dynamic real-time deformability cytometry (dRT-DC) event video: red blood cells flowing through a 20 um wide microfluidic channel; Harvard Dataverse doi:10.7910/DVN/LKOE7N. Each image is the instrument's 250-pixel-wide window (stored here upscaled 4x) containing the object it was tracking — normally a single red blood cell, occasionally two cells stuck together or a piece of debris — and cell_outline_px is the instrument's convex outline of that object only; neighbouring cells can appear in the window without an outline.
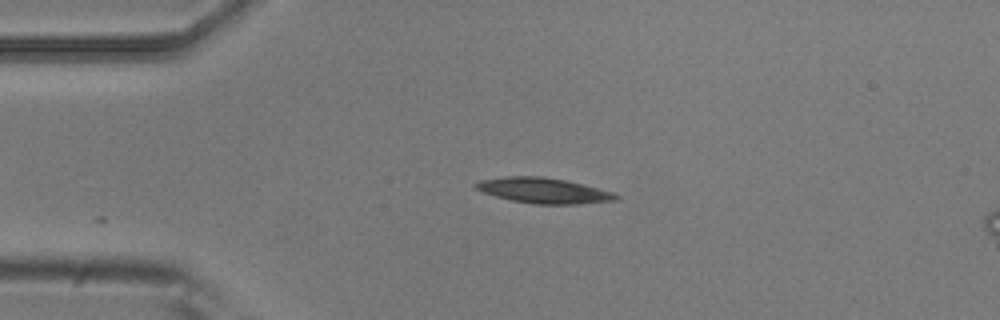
{"species": "common noctule bat (a hibernating species)", "species_latin": "Nyctalus noctula", "temperature_condition": "room temperature", "stored_images_in_passage": 2, "camera_frame_rate_fps": 3000, "um_per_image_px": 0.085, "animal": {"sex": "male", "body_mass_g": 20.5, "forearm_length_mm": 52.5}, "frame": {"image": 1, "passage_image": 1, "time_ms": 0.0, "image_size_px": [1000, 320], "cell_outline_px": [[620, 200], [576, 204], [536, 204], [512, 200], [496, 196], [484, 192], [476, 188], [472, 184], [480, 180], [504, 176], [540, 176], [564, 180], [612, 192], [620, 196]], "centroid_in_image_um": [46.19, 16.2], "position_along_channel_um": 38.8, "area_um2": 20.52}}